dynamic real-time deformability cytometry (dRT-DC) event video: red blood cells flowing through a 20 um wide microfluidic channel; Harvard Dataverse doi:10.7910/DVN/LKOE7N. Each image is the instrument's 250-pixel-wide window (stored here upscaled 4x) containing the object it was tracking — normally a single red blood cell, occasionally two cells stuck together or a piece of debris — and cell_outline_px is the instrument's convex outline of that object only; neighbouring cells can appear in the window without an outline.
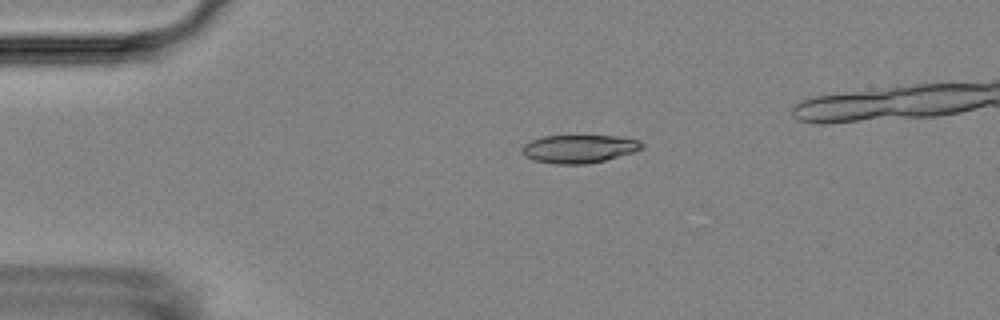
{"species": "Egyptian fruit bat (a non-hibernating species)", "species_latin": "Rousettus aegyptiacus", "temperature_condition": "room temperature", "stored_images_in_passage": 2, "camera_frame_rate_fps": 3000, "um_per_image_px": 0.085, "animal": {"sex": "female"}, "frame": {"image": 1, "passage_image": 1, "time_ms": 0.0, "image_size_px": [1000, 320], "cell_outline_px": [[644, 148], [632, 152], [604, 160], [588, 164], [556, 164], [536, 160], [524, 156], [520, 152], [520, 148], [524, 144], [532, 140], [544, 136], [616, 136], [640, 140], [644, 144]], "centroid_in_image_um": [49.2, 12.65], "position_along_channel_um": 35.8, "area_um2": 19.59}}